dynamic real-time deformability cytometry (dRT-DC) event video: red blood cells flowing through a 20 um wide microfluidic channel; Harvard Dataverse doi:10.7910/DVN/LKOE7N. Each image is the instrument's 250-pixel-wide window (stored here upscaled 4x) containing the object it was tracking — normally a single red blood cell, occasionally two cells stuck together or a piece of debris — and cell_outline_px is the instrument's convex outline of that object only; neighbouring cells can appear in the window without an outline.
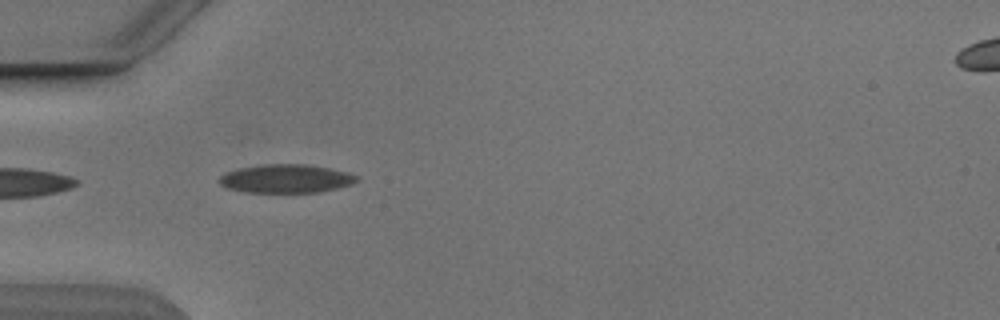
{"species": "Egyptian fruit bat (a non-hibernating species)", "species_latin": "Rousettus aegyptiacus", "temperature_condition": "cold", "stored_images_in_passage": 2, "camera_frame_rate_fps": 3000, "um_per_image_px": 0.085, "animal": {"sex": "male"}, "frame": {"image": 1, "passage_image": 1, "time_ms": 0.0, "image_size_px": [1000, 320], "cell_outline_px": [[356, 180], [352, 184], [320, 192], [244, 192], [228, 188], [220, 184], [220, 176], [228, 172], [240, 168], [264, 164], [308, 164], [348, 172], [356, 176]], "centroid_in_image_um": [24.31, 15.18], "position_along_channel_um": 60.7, "area_um2": 22.54}}
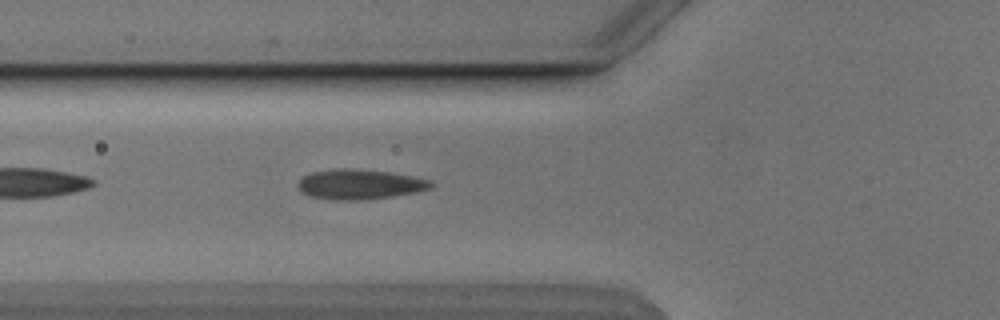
{"frame": {"image": 2, "passage_image": 2, "time_ms": 1.0, "image_size_px": [1000, 320], "cell_outline_px": [[436, 184], [432, 188], [416, 192], [392, 196], [360, 200], [336, 200], [312, 196], [304, 192], [296, 184], [304, 176], [312, 172], [336, 168], [348, 168], [388, 172], [412, 176], [428, 180]], "centroid_in_image_um": [30.6, 15.66], "position_along_channel_um": 95.2, "area_um2": 22.95}}